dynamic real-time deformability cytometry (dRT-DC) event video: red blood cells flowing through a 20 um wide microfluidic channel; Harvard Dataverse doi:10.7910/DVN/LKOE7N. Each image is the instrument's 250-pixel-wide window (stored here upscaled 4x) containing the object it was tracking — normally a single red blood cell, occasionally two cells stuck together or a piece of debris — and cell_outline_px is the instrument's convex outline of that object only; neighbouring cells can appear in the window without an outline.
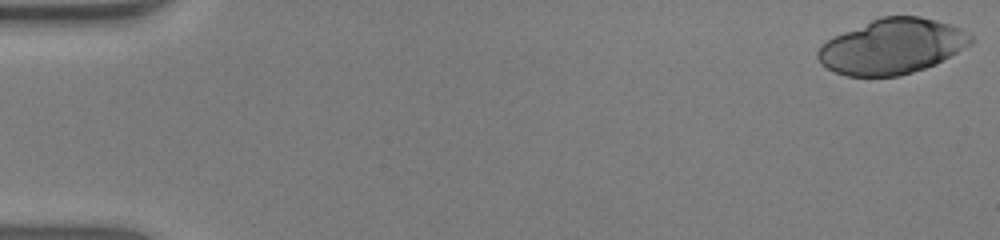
{"species": "human", "species_latin": "Homo sapiens", "temperature_condition": "warm", "stored_images_in_passage": 54, "camera_frame_rate_fps": 3000, "um_per_image_px": 0.085, "donor": {"sex": "male"}, "frame": {"image": 1, "passage_image": 1, "time_ms": 0.0, "image_size_px": [1000, 240], "cell_outline_px": [[976, 40], [972, 44], [936, 64], [900, 76], [848, 76], [836, 72], [820, 64], [816, 56], [816, 52], [828, 40], [844, 32], [880, 16], [920, 16], [936, 20], [960, 28], [972, 36]], "centroid_in_image_um": [75.86, 3.95], "position_along_channel_um": 9.1, "area_um2": 48.9}}
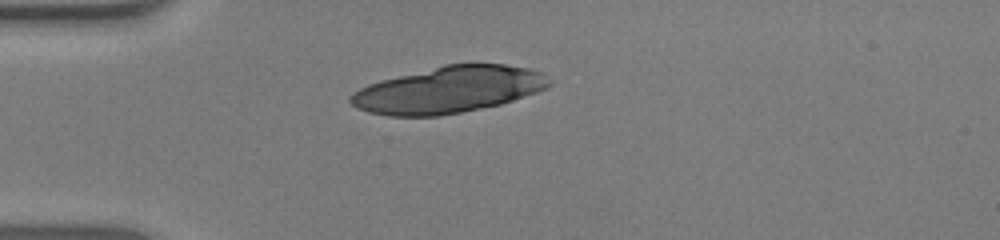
{"frame": {"image": 2, "passage_image": 15, "time_ms": 4.667, "image_size_px": [1000, 240], "cell_outline_px": [[552, 84], [548, 88], [500, 104], [440, 116], [388, 116], [368, 112], [356, 108], [348, 100], [348, 96], [352, 92], [368, 84], [380, 80], [444, 64], [504, 64], [528, 68], [544, 72]], "centroid_in_image_um": [38.11, 7.62], "position_along_channel_um": 46.9, "area_um2": 53.99}}